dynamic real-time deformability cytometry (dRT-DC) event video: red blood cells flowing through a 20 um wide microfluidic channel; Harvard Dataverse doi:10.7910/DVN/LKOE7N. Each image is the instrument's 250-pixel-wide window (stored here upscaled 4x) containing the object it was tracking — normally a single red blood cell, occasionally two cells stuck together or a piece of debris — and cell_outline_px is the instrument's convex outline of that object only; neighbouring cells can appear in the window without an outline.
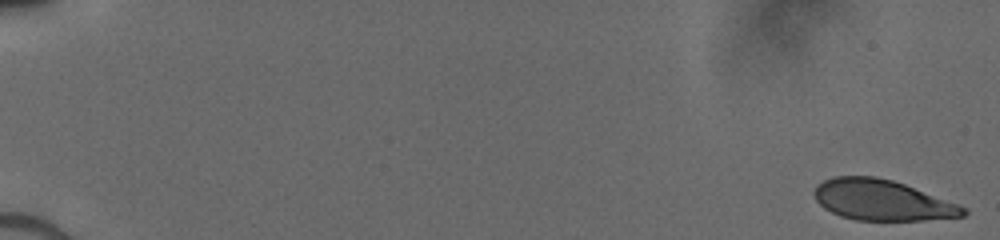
{"species": "human", "species_latin": "Homo sapiens", "temperature_condition": "cold", "stored_images_in_passage": 51, "camera_frame_rate_fps": 3000, "um_per_image_px": 0.085, "donor": {"sex": "male"}, "frame": {"image": 1, "passage_image": 1, "time_ms": 0.0, "image_size_px": [1000, 240], "cell_outline_px": [[968, 212], [964, 216], [924, 220], [856, 220], [840, 216], [824, 208], [816, 200], [812, 192], [816, 184], [832, 176], [876, 176], [892, 180], [904, 184], [968, 208]], "centroid_in_image_um": [74.94, 17.01], "position_along_channel_um": 10.1, "area_um2": 35.26}}
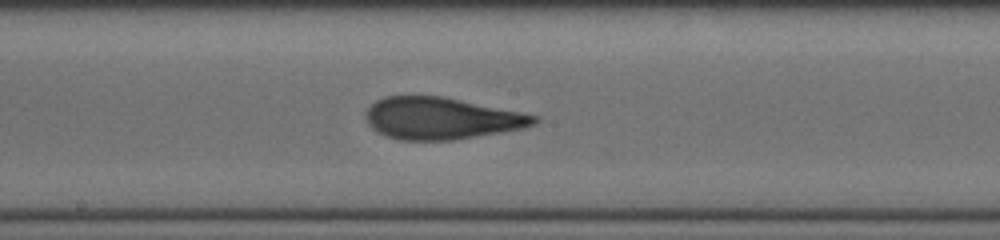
{"frame": {"image": 2, "passage_image": 30, "time_ms": 9.667, "image_size_px": [1000, 240], "cell_outline_px": [[540, 120], [536, 124], [524, 128], [452, 140], [400, 140], [384, 136], [376, 132], [368, 124], [364, 116], [364, 112], [376, 100], [384, 96], [444, 96], [540, 116]], "centroid_in_image_um": [37.49, 10.06], "position_along_channel_um": 210.7, "area_um2": 41.33}}
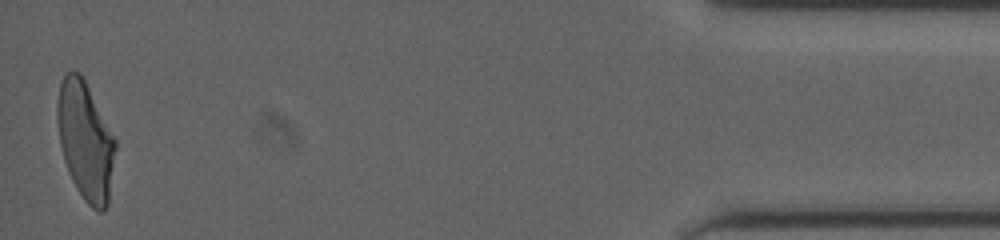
{"frame": {"image": 3, "passage_image": 51, "time_ms": 16.667, "image_size_px": [1000, 240], "cell_outline_px": [[116, 148], [108, 204], [104, 212], [100, 212], [92, 208], [84, 200], [76, 188], [68, 172], [64, 160], [60, 144], [56, 120], [56, 104], [60, 84], [64, 76], [72, 68], [80, 72], [116, 140]], "centroid_in_image_um": [7.25, 11.97], "position_along_channel_um": 428.0, "area_um2": 40.06}}